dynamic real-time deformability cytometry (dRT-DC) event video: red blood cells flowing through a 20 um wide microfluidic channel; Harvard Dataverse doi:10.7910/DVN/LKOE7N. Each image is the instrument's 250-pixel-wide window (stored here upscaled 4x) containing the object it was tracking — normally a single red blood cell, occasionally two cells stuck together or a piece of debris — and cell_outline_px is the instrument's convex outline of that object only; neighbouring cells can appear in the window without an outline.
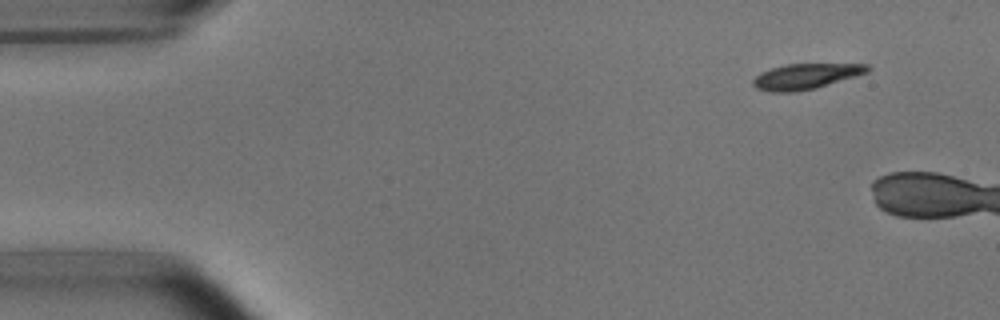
{"species": "common noctule bat (a hibernating species)", "species_latin": "Nyctalus noctula", "temperature_condition": "room temperature", "stored_images_in_passage": 3, "camera_frame_rate_fps": 3000, "um_per_image_px": 0.085, "animal": {"sex": "male", "body_mass_g": 15.6}, "frame": {"image": 1, "passage_image": 1, "time_ms": 0.0, "image_size_px": [1000, 320], "cell_outline_px": [[872, 68], [868, 72], [856, 76], [816, 88], [796, 92], [772, 92], [756, 88], [752, 84], [752, 80], [760, 72], [784, 64], [868, 64]], "centroid_in_image_um": [68.48, 6.49], "position_along_channel_um": 16.5, "area_um2": 17.05}}